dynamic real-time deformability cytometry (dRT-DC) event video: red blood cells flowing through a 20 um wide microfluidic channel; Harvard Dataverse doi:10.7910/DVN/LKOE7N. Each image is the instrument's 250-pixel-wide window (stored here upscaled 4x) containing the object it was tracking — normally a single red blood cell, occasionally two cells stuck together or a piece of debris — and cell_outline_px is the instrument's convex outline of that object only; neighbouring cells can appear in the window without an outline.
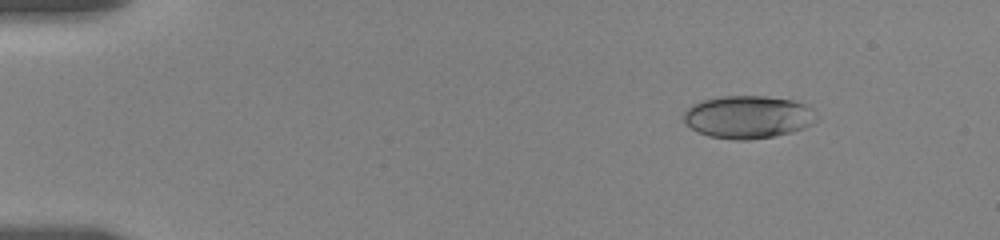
{"species": "human", "species_latin": "Homo sapiens", "temperature_condition": "room temperature", "stored_images_in_passage": 29, "camera_frame_rate_fps": 3000, "um_per_image_px": 0.085, "donor": {"sex": "female"}, "frame": {"image": 1, "passage_image": 1, "time_ms": 0.0, "image_size_px": [1000, 240], "cell_outline_px": [[820, 116], [812, 124], [804, 128], [772, 136], [748, 140], [736, 140], [708, 136], [696, 132], [684, 124], [684, 112], [692, 104], [704, 100], [720, 96], [764, 96], [792, 100], [808, 104]], "centroid_in_image_um": [63.59, 9.94], "position_along_channel_um": 21.4, "area_um2": 33.35}}
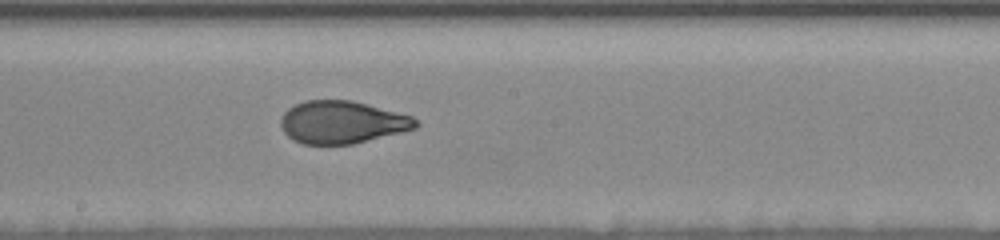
{"frame": {"image": 2, "passage_image": 16, "time_ms": 8.333, "image_size_px": [1000, 240], "cell_outline_px": [[420, 124], [416, 128], [352, 144], [304, 144], [292, 140], [284, 132], [280, 124], [280, 120], [284, 112], [288, 108], [304, 100], [352, 100], [412, 116]], "centroid_in_image_um": [29.04, 10.38], "position_along_channel_um": 219.2, "area_um2": 33.35}}
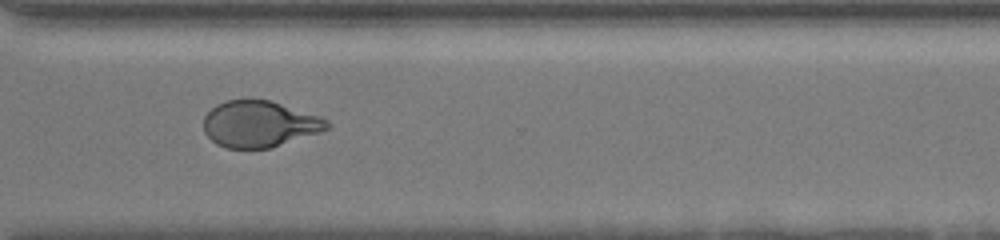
{"frame": {"image": 3, "passage_image": 28, "time_ms": 12.0, "image_size_px": [1000, 240], "cell_outline_px": [[332, 124], [328, 128], [320, 132], [272, 148], [224, 148], [216, 144], [204, 132], [204, 116], [216, 104], [228, 100], [268, 100], [320, 116], [328, 120]], "centroid_in_image_um": [22.06, 10.55], "position_along_channel_um": 348.5, "area_um2": 33.23}}